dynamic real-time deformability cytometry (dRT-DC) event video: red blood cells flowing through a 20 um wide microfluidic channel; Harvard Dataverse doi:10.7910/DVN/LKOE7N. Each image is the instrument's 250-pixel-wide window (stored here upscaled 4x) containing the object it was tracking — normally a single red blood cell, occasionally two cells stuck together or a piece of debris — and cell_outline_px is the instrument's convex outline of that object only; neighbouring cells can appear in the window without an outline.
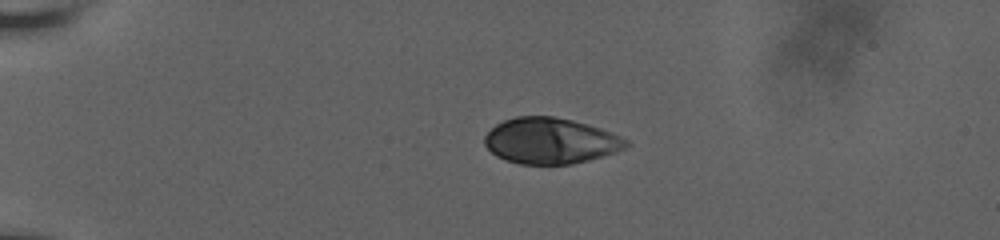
{"species": "human", "species_latin": "Homo sapiens", "temperature_condition": "room temperature", "stored_images_in_passage": 45, "camera_frame_rate_fps": 3000, "um_per_image_px": 0.085, "donor": {"sex": "male"}, "frame": {"image": 1, "passage_image": 1, "time_ms": 0.0, "image_size_px": [1000, 240], "cell_outline_px": [[632, 144], [616, 152], [604, 156], [572, 164], [520, 164], [504, 160], [496, 156], [484, 144], [484, 136], [496, 124], [504, 120], [516, 116], [556, 116], [572, 120], [600, 128], [620, 136], [628, 140]], "centroid_in_image_um": [46.79, 11.97], "position_along_channel_um": 38.2, "area_um2": 37.97}}
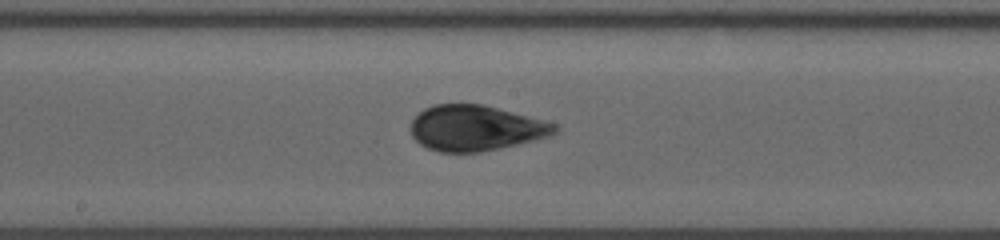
{"frame": {"image": 2, "passage_image": 20, "time_ms": 6.333, "image_size_px": [1000, 240], "cell_outline_px": [[560, 128], [552, 136], [500, 148], [480, 152], [440, 152], [428, 148], [420, 144], [412, 136], [412, 120], [424, 108], [432, 104], [484, 104], [544, 120], [556, 124]], "centroid_in_image_um": [40.46, 10.88], "position_along_channel_um": 207.7, "area_um2": 38.26}}
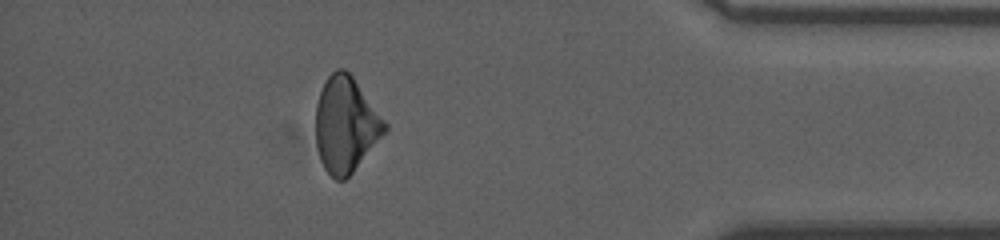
{"frame": {"image": 3, "passage_image": 39, "time_ms": 12.667, "image_size_px": [1000, 240], "cell_outline_px": [[388, 128], [352, 172], [344, 180], [336, 180], [324, 168], [320, 160], [316, 144], [316, 104], [320, 92], [328, 76], [336, 68], [344, 68], [352, 76], [388, 124]], "centroid_in_image_um": [29.37, 10.58], "position_along_channel_um": 405.8, "area_um2": 37.86}, "authors_computed_cell_mechanics": {"area_um2": 38.3214, "velocity_mm_per_s": 3.6565, "shape_relaxation_time_tau1_ms": 4.7513, "shape_relaxation_time_tau2_ms": null, "deformation_change_tau1": 0.1398, "deformation_change_tau2": null}}